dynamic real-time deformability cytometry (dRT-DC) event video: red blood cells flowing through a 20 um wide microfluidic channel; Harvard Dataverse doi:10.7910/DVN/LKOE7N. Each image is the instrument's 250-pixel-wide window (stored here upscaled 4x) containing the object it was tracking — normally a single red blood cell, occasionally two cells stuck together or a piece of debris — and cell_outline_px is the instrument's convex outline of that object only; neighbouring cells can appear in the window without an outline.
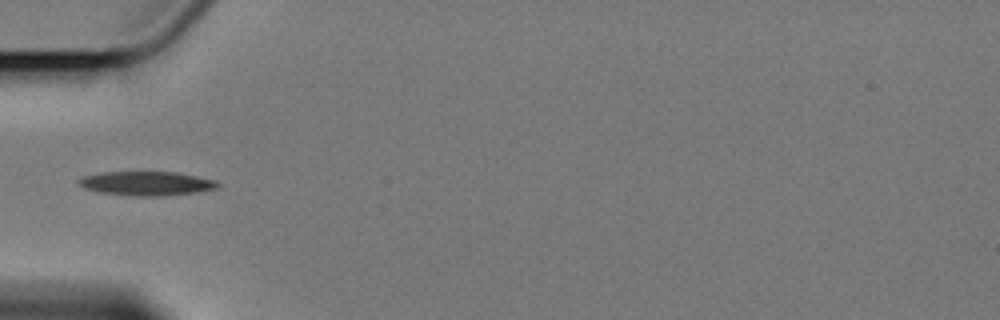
{"species": "Egyptian fruit bat (a non-hibernating species)", "species_latin": "Rousettus aegyptiacus", "temperature_condition": "cold", "stored_images_in_passage": 11, "camera_frame_rate_fps": 3000, "um_per_image_px": 0.085, "animal": {"sex": "female"}, "frame": {"image": 1, "passage_image": 1, "time_ms": 0.0, "image_size_px": [1000, 320], "cell_outline_px": [[220, 184], [216, 188], [192, 192], [160, 196], [136, 196], [100, 192], [84, 188], [76, 180], [84, 176], [100, 172], [176, 172], [216, 180]], "centroid_in_image_um": [12.42, 15.58], "position_along_channel_um": 72.6, "area_um2": 19.25}}
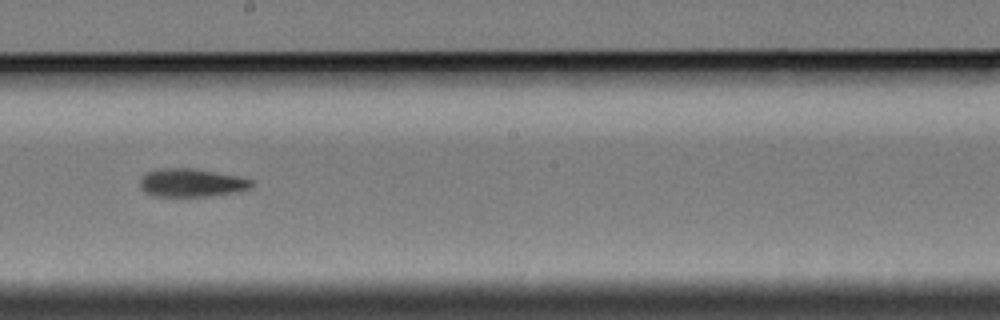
{"frame": {"image": 2, "passage_image": 5, "time_ms": 4.667, "image_size_px": [1000, 320], "cell_outline_px": [[252, 188], [240, 192], [208, 196], [156, 196], [144, 192], [140, 188], [140, 180], [148, 172], [156, 168], [192, 168], [236, 176], [252, 180]], "centroid_in_image_um": [16.28, 15.54], "position_along_channel_um": 231.9, "area_um2": 18.32}}
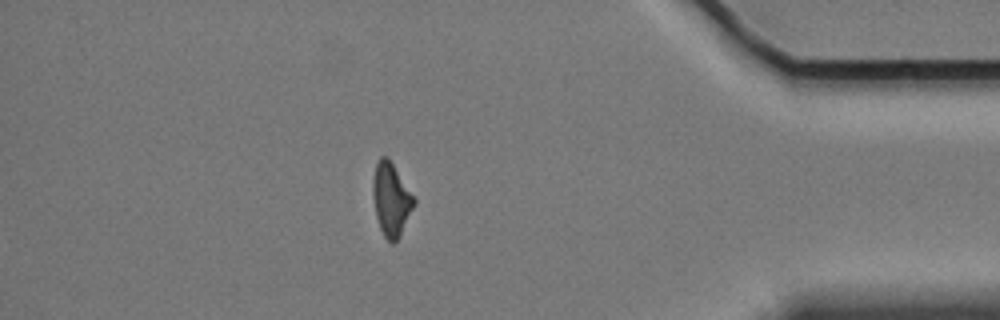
{"frame": {"image": 3, "passage_image": 10, "time_ms": 10.667, "image_size_px": [1000, 320], "cell_outline_px": [[416, 204], [400, 236], [392, 244], [384, 236], [380, 228], [376, 216], [372, 196], [372, 180], [376, 164], [380, 156], [388, 156], [416, 200]], "centroid_in_image_um": [33.24, 16.94], "position_along_channel_um": 402.0, "area_um2": 17.63}, "authors_computed_cell_mechanics": {"area_um2": 18.2648, "velocity_mm_per_s": 3.4052, "shape_relaxation_time_tau1_ms": 4.8867, "shape_relaxation_time_tau2_ms": 4.0657, "deformation_change_tau1": 0.1291, "deformation_change_tau2": 0.1006}}